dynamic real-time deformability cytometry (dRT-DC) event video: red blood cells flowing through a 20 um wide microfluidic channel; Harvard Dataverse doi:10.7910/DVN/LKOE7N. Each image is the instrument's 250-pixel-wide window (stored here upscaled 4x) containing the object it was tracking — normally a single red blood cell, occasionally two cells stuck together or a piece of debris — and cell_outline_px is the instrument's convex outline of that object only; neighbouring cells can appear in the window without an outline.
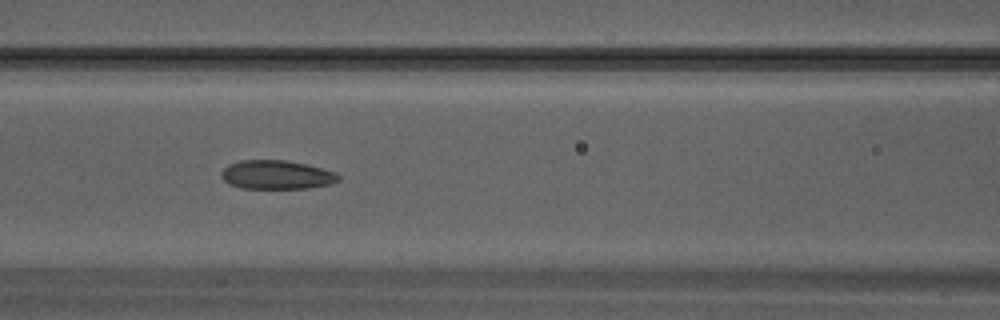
{"species": "Egyptian fruit bat (a non-hibernating species)", "species_latin": "Rousettus aegyptiacus", "temperature_condition": "warm", "stored_images_in_passage": 26, "camera_frame_rate_fps": 3000, "um_per_image_px": 0.085, "animal": {"sex": "male"}, "frame": {"image": 1, "passage_image": 8, "time_ms": 2.333, "image_size_px": [1000, 320], "cell_outline_px": [[340, 180], [332, 184], [308, 188], [240, 188], [228, 184], [220, 176], [220, 172], [228, 164], [240, 160], [284, 160], [304, 164], [336, 172], [340, 176]], "centroid_in_image_um": [23.49, 14.86], "position_along_channel_um": 143.1, "area_um2": 19.77}}
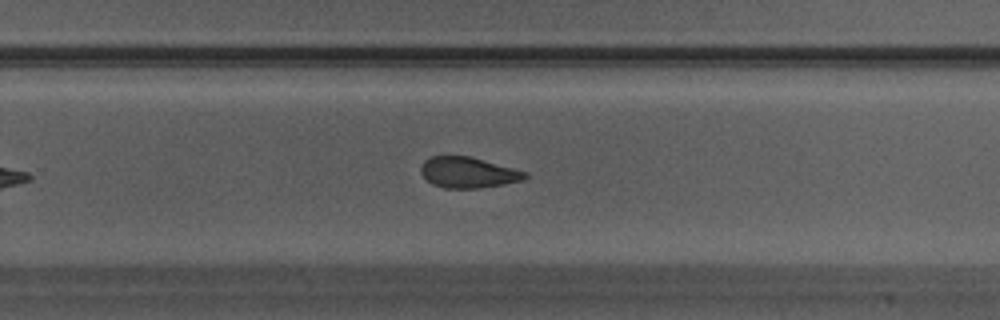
{"frame": {"image": 2, "passage_image": 15, "time_ms": 4.667, "image_size_px": [1000, 320], "cell_outline_px": [[528, 176], [524, 180], [504, 184], [480, 188], [444, 188], [432, 184], [420, 172], [420, 168], [424, 160], [432, 156], [472, 156], [528, 172]], "centroid_in_image_um": [39.81, 14.66], "position_along_channel_um": 290.0, "area_um2": 18.84}}